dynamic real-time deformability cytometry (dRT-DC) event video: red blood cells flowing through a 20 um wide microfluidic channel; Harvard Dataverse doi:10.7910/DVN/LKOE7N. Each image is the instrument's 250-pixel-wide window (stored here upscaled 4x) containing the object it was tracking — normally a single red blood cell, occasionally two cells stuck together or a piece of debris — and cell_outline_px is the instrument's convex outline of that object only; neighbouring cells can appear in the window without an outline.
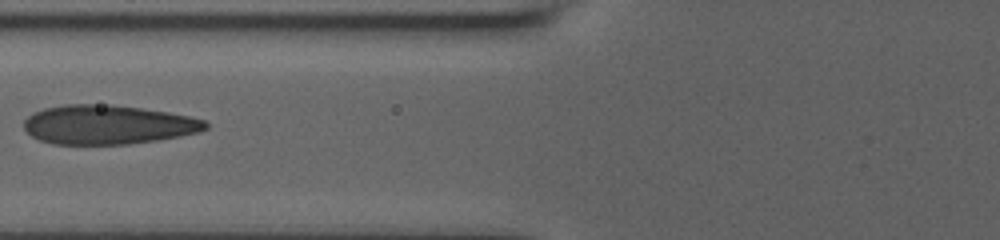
{"species": "human", "species_latin": "Homo sapiens", "temperature_condition": "room temperature", "stored_images_in_passage": 9, "camera_frame_rate_fps": 3000, "um_per_image_px": 0.085, "donor": {"sex": "male"}, "frame": {"image": 1, "passage_image": 3, "time_ms": 2.333, "image_size_px": [1000, 240], "cell_outline_px": [[208, 128], [200, 132], [180, 136], [156, 140], [128, 144], [52, 144], [40, 140], [32, 136], [24, 128], [24, 120], [32, 112], [44, 108], [64, 104], [112, 104], [168, 112], [188, 116], [204, 120], [208, 124]], "centroid_in_image_um": [9.15, 10.59], "position_along_channel_um": 116.6, "area_um2": 41.56}}
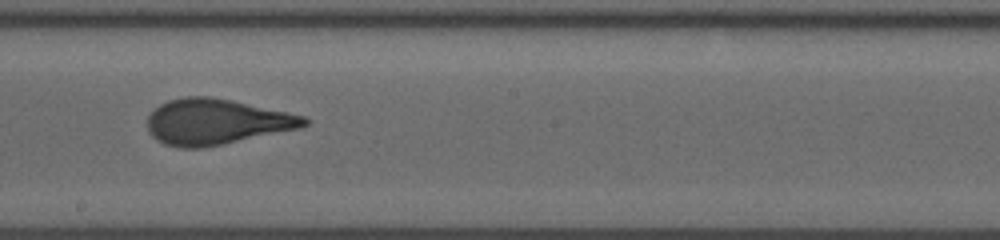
{"frame": {"image": 2, "passage_image": 6, "time_ms": 5.333, "image_size_px": [1000, 240], "cell_outline_px": [[308, 124], [300, 128], [200, 148], [180, 148], [164, 144], [156, 140], [148, 132], [148, 116], [160, 104], [168, 100], [184, 96], [208, 96], [232, 100], [304, 116], [308, 120]], "centroid_in_image_um": [18.34, 10.34], "position_along_channel_um": 229.9, "area_um2": 41.33}}
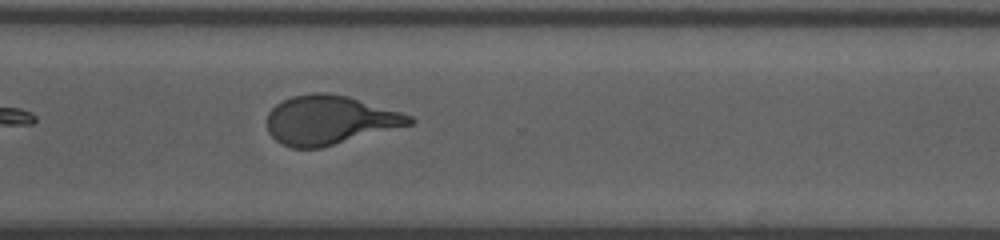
{"frame": {"image": 3, "passage_image": 9, "time_ms": 8.333, "image_size_px": [1000, 240], "cell_outline_px": [[416, 120], [412, 124], [320, 148], [292, 148], [280, 144], [268, 132], [268, 112], [276, 104], [292, 96], [312, 92], [324, 92], [348, 96], [400, 112], [412, 116]], "centroid_in_image_um": [28.0, 10.2], "position_along_channel_um": 342.6, "area_um2": 40.46}}